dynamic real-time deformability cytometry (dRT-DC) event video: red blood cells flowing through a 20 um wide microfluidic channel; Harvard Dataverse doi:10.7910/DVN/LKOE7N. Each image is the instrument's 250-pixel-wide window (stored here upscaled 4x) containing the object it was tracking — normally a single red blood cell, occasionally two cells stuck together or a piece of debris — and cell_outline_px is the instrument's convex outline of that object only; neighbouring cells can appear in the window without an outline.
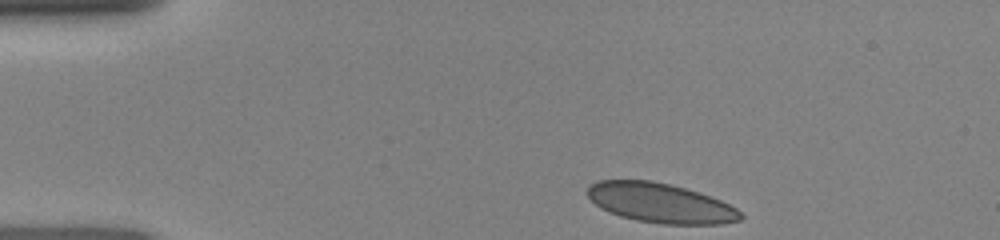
{"species": "human", "species_latin": "Homo sapiens", "temperature_condition": "room temperature", "stored_images_in_passage": 34, "camera_frame_rate_fps": 3000, "um_per_image_px": 0.085, "donor": {"sex": "female"}, "frame": {"image": 1, "passage_image": 1, "time_ms": 0.0, "image_size_px": [1000, 240], "cell_outline_px": [[744, 216], [740, 220], [720, 224], [664, 224], [636, 220], [620, 216], [608, 212], [600, 208], [588, 196], [588, 184], [596, 180], [652, 180], [700, 192], [720, 200], [736, 208]], "centroid_in_image_um": [56.11, 17.25], "position_along_channel_um": 28.9, "area_um2": 35.32}}
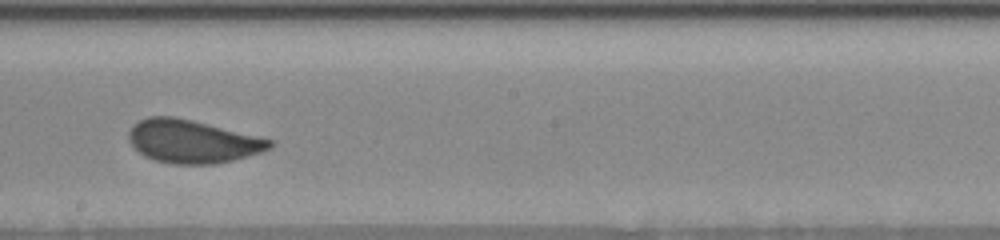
{"frame": {"image": 2, "passage_image": 20, "time_ms": 6.333, "image_size_px": [1000, 240], "cell_outline_px": [[272, 148], [260, 152], [232, 160], [216, 164], [172, 164], [156, 160], [144, 156], [128, 140], [128, 132], [132, 124], [148, 116], [172, 116], [192, 120], [272, 140]], "centroid_in_image_um": [16.3, 12.02], "position_along_channel_um": 231.9, "area_um2": 35.08}}
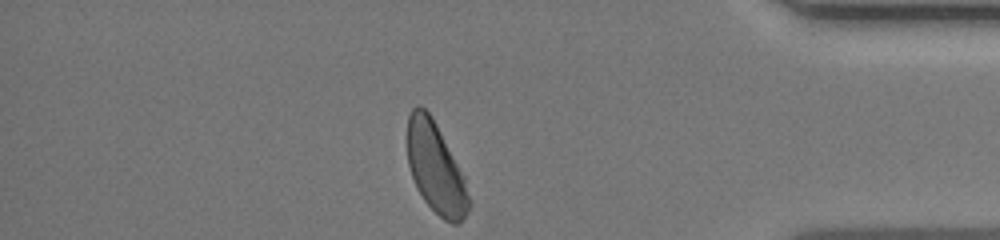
{"frame": {"image": 3, "passage_image": 34, "time_ms": 11.0, "image_size_px": [1000, 240], "cell_outline_px": [[472, 204], [468, 212], [460, 224], [452, 224], [444, 220], [424, 200], [416, 188], [408, 164], [408, 116], [412, 108], [416, 104], [420, 104], [432, 116], [464, 176]], "centroid_in_image_um": [37.05, 14.31], "position_along_channel_um": 398.1, "area_um2": 32.54}}